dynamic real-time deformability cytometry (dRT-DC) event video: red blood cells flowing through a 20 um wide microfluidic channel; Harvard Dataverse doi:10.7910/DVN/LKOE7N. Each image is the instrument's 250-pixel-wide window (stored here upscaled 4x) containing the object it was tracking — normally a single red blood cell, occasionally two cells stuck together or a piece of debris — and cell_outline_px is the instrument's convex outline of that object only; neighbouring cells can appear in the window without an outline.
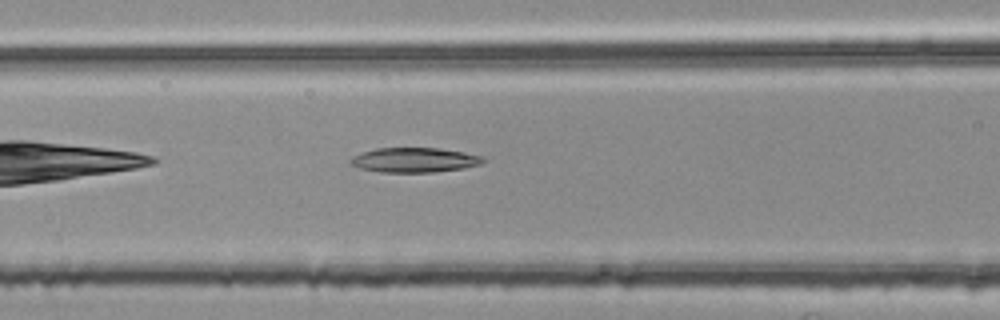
{"species": "common noctule bat (a hibernating species)", "species_latin": "Nyctalus noctula", "temperature_condition": "room temperature", "stored_images_in_passage": 37, "camera_frame_rate_fps": 3000, "um_per_image_px": 0.085, "animal": {"sex": "female", "body_mass_g": 25.1}, "frame": {"image": 1, "passage_image": 7, "time_ms": 2.0, "image_size_px": [1000, 320], "cell_outline_px": [[484, 160], [480, 164], [464, 168], [432, 172], [380, 172], [360, 168], [352, 164], [348, 160], [352, 156], [360, 152], [376, 148], [440, 148], [480, 156]], "centroid_in_image_um": [35.15, 13.6], "position_along_channel_um": 131.5, "area_um2": 18.9}}
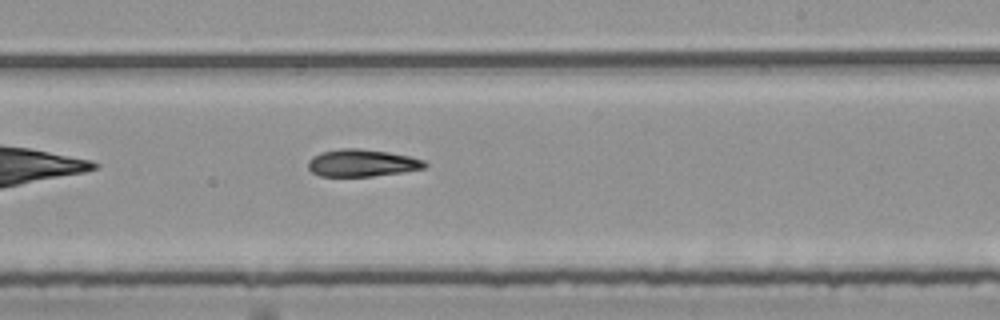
{"frame": {"image": 2, "passage_image": 17, "time_ms": 5.333, "image_size_px": [1000, 320], "cell_outline_px": [[428, 164], [424, 168], [400, 172], [372, 176], [320, 176], [312, 172], [308, 168], [308, 160], [312, 156], [320, 152], [340, 148], [360, 148], [388, 152], [408, 156], [424, 160]], "centroid_in_image_um": [30.72, 13.84], "position_along_channel_um": 258.3, "area_um2": 18.5}}
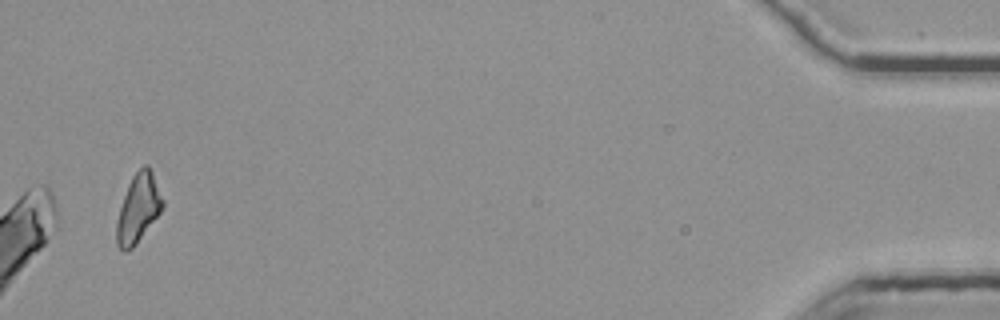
{"frame": {"image": 3, "passage_image": 37, "time_ms": 12.0, "image_size_px": [1000, 320], "cell_outline_px": [[164, 204], [160, 212], [136, 244], [132, 248], [124, 252], [116, 244], [116, 220], [128, 184], [132, 176], [144, 164], [148, 164], [152, 172], [164, 200]], "centroid_in_image_um": [11.74, 17.7], "position_along_channel_um": 423.5, "area_um2": 18.26}}